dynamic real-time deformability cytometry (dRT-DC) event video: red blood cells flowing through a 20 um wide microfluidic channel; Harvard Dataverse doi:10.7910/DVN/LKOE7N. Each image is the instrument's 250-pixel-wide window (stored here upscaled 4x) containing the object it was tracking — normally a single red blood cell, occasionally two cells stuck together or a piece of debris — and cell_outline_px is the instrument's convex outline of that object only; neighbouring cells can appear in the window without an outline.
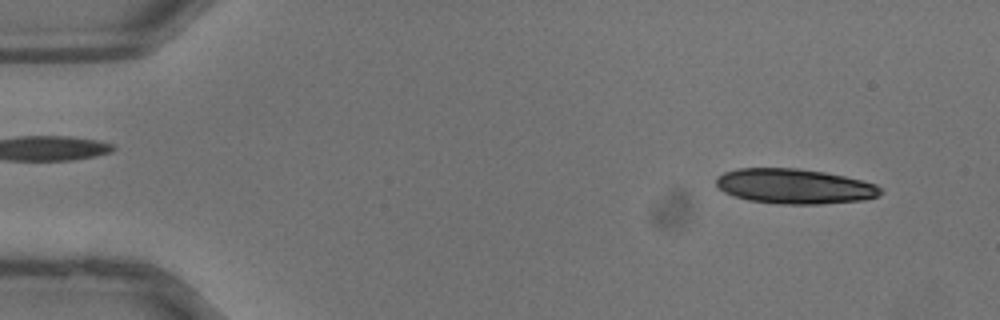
{"species": "common noctule bat (a hibernating species)", "species_latin": "Nyctalus noctula", "temperature_condition": "warm", "stored_images_in_passage": 35, "segment_of_instrument_passage": [1, 2], "camera_frame_rate_fps": 3000, "um_per_image_px": 0.085, "animal": {"sex": "male", "body_mass_g": 13.3}, "frame": {"image": 1, "passage_image": 2, "time_ms": 0.333, "image_size_px": [1000, 320], "cell_outline_px": [[884, 192], [876, 196], [864, 200], [820, 204], [776, 204], [748, 200], [732, 196], [716, 188], [716, 176], [724, 172], [740, 168], [796, 168], [824, 172], [844, 176], [876, 184]], "centroid_in_image_um": [67.48, 15.84], "position_along_channel_um": 17.5, "area_um2": 33.7}}